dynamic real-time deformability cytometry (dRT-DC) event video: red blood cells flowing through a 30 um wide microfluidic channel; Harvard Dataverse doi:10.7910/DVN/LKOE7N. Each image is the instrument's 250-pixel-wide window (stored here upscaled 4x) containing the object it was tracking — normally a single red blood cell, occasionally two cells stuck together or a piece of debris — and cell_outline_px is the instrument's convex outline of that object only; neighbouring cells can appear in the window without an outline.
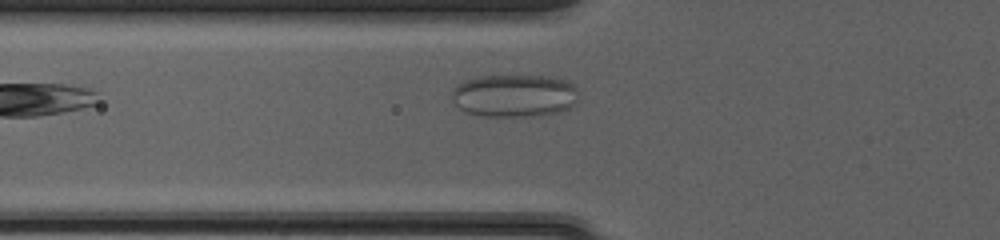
{"species": "common noctule bat (a hibernating species)", "species_latin": "Nyctalus noctula", "temperature_condition": "cold", "stored_images_in_passage": 31, "camera_frame_rate_fps": 3000, "um_per_image_px": 0.085, "animal": {"sex": "female", "body_mass_g": 20.0, "forearm_length_mm": 54.0}, "frame": {"image": 1, "passage_image": 2, "time_ms": 0.333, "image_size_px": [1000, 240], "cell_outline_px": [[576, 100], [568, 108], [560, 112], [540, 116], [480, 116], [464, 112], [452, 100], [452, 92], [456, 84], [464, 80], [480, 76], [548, 76], [568, 80], [576, 88]], "centroid_in_image_um": [43.69, 8.13], "position_along_channel_um": 82.1, "area_um2": 31.73}}
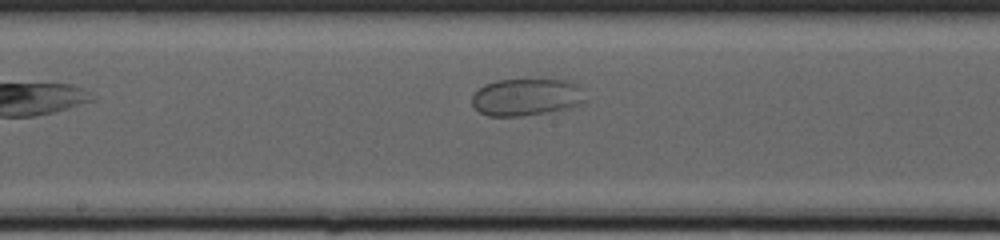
{"frame": {"image": 2, "passage_image": 11, "time_ms": 3.333, "image_size_px": [1000, 240], "cell_outline_px": [[588, 100], [584, 104], [572, 108], [548, 112], [520, 116], [488, 116], [480, 112], [472, 104], [472, 92], [484, 84], [496, 80], [572, 80], [580, 88]], "centroid_in_image_um": [44.77, 8.26], "position_along_channel_um": 203.4, "area_um2": 24.97}}
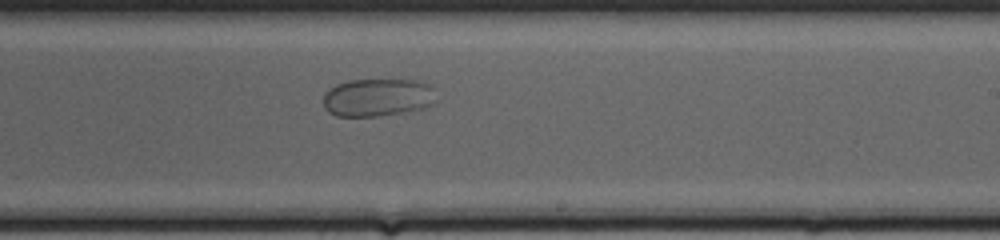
{"frame": {"image": 3, "passage_image": 15, "time_ms": 4.667, "image_size_px": [1000, 240], "cell_outline_px": [[436, 100], [432, 104], [424, 108], [380, 116], [336, 116], [328, 112], [324, 108], [324, 92], [328, 88], [336, 84], [348, 80], [424, 80], [432, 84]], "centroid_in_image_um": [32.11, 8.27], "position_along_channel_um": 256.9, "area_um2": 25.32}}